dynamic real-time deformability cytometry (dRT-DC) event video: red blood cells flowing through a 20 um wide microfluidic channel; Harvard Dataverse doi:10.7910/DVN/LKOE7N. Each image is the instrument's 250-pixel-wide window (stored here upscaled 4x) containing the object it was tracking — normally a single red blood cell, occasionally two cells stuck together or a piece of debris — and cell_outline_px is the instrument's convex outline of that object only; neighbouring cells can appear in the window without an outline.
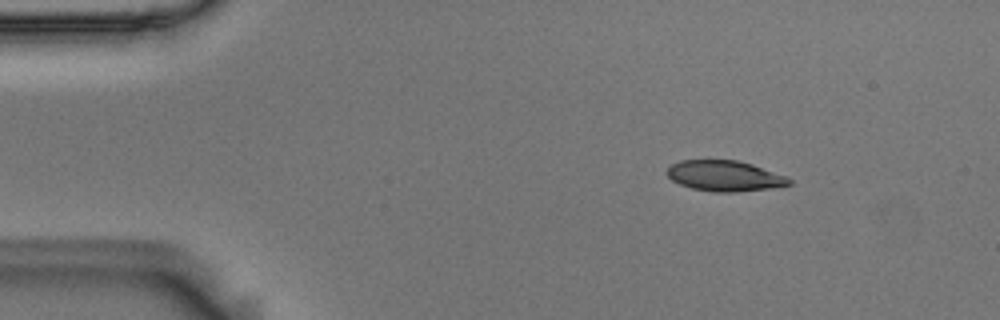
{"species": "Egyptian fruit bat (a non-hibernating species)", "species_latin": "Rousettus aegyptiacus", "temperature_condition": "room temperature", "stored_images_in_passage": 47, "camera_frame_rate_fps": 3000, "um_per_image_px": 0.085, "animal": {"sex": "male"}, "frame": {"image": 1, "passage_image": 1, "time_ms": 0.0, "image_size_px": [1000, 320], "cell_outline_px": [[792, 184], [768, 188], [736, 192], [716, 192], [692, 188], [680, 184], [672, 180], [668, 176], [668, 168], [672, 164], [680, 160], [736, 160], [752, 164], [788, 176], [792, 180]], "centroid_in_image_um": [61.62, 14.94], "position_along_channel_um": 23.4, "area_um2": 21.68}}
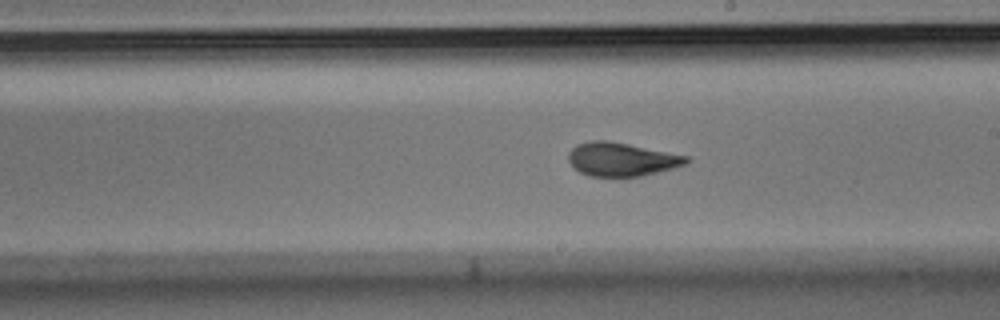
{"frame": {"image": 2, "passage_image": 24, "time_ms": 7.667, "image_size_px": [1000, 320], "cell_outline_px": [[692, 160], [688, 164], [640, 176], [588, 176], [580, 172], [568, 160], [568, 152], [576, 144], [592, 140], [608, 140], [688, 156]], "centroid_in_image_um": [52.83, 13.53], "position_along_channel_um": 236.2, "area_um2": 22.95}}
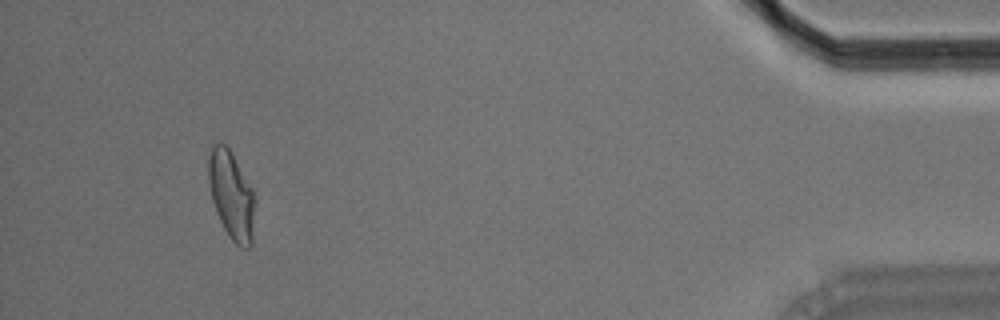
{"frame": {"image": 3, "passage_image": 44, "time_ms": 14.333, "image_size_px": [1000, 320], "cell_outline_px": [[256, 196], [252, 244], [248, 248], [240, 248], [228, 236], [216, 212], [212, 200], [208, 184], [208, 156], [212, 144], [224, 144], [228, 148], [252, 188]], "centroid_in_image_um": [19.68, 16.63], "position_along_channel_um": 415.5, "area_um2": 23.99}, "authors_computed_cell_mechanics": {"area_um2": 23.2356, "velocity_mm_per_s": 3.6972, "shape_relaxation_time_tau1_ms": 5.1329, "shape_relaxation_time_tau2_ms": 1.5588, "deformation_change_tau1": 0.1801, "deformation_change_tau2": 0.0636}}